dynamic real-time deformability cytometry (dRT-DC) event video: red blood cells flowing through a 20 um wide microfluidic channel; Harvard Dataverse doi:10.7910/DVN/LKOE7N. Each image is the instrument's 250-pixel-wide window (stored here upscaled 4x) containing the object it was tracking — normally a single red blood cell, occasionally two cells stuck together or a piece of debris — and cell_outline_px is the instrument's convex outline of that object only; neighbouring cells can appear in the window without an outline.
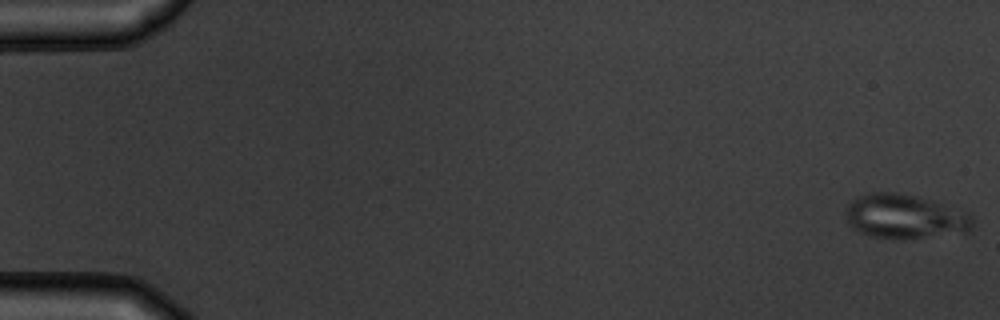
{"species": "common noctule bat (a hibernating species)", "species_latin": "Nyctalus noctula", "temperature_condition": "warm", "stored_images_in_passage": 7, "camera_frame_rate_fps": 3000, "um_per_image_px": 0.085, "animal": {"sex": "male", "body_mass_g": 19.5, "forearm_length_mm": 54.6}, "frame": {"image": 1, "passage_image": 1, "time_ms": 0.0, "image_size_px": [1000, 320], "cell_outline_px": [[972, 228], [968, 232], [904, 240], [896, 240], [872, 236], [860, 232], [848, 224], [844, 212], [848, 204], [852, 200], [868, 192], [896, 192], [916, 196], [932, 200], [968, 212], [972, 216]], "centroid_in_image_um": [76.91, 18.42], "position_along_channel_um": 8.1, "area_um2": 33.23}}
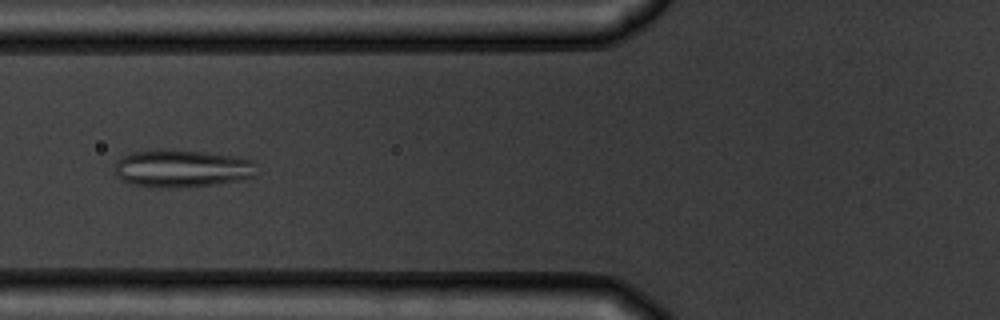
{"frame": {"image": 2, "passage_image": 6, "time_ms": 6.667, "image_size_px": [1000, 320], "cell_outline_px": [[256, 176], [236, 180], [212, 184], [172, 188], [168, 188], [132, 184], [116, 176], [116, 160], [132, 152], [200, 152], [236, 156], [252, 160]], "centroid_in_image_um": [15.47, 14.35], "position_along_channel_um": 110.3, "area_um2": 29.77}}